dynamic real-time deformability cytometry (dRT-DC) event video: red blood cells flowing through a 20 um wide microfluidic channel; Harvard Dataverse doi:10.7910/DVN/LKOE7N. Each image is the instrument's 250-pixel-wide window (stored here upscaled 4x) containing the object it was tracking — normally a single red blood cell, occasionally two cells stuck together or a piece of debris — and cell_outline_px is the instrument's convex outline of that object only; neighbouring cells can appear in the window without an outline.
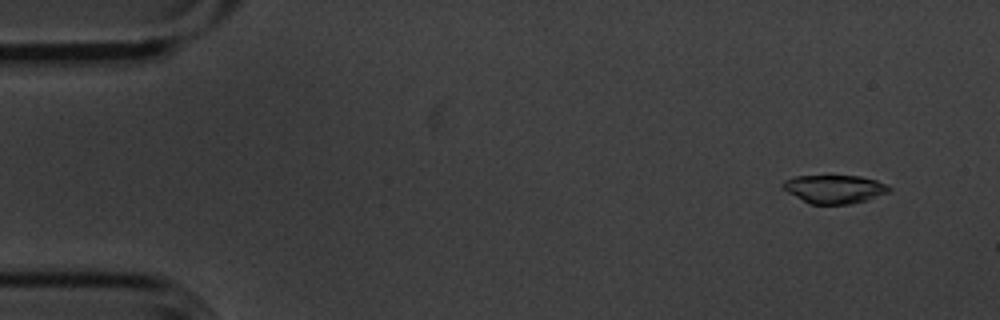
{"species": "common noctule bat (a hibernating species)", "species_latin": "Nyctalus noctula", "temperature_condition": "cold", "stored_images_in_passage": 8, "camera_frame_rate_fps": 3000, "um_per_image_px": 0.085, "animal": {"sex": "male", "body_mass_g": 20.1, "forearm_length_mm": 53.5}, "frame": {"image": 1, "passage_image": 1, "time_ms": 0.0, "image_size_px": [1000, 320], "cell_outline_px": [[892, 192], [864, 200], [848, 204], [808, 204], [780, 188], [780, 184], [784, 180], [796, 176], [860, 176], [876, 180], [888, 184], [892, 188]], "centroid_in_image_um": [70.91, 16.07], "position_along_channel_um": 14.1, "area_um2": 17.8}}